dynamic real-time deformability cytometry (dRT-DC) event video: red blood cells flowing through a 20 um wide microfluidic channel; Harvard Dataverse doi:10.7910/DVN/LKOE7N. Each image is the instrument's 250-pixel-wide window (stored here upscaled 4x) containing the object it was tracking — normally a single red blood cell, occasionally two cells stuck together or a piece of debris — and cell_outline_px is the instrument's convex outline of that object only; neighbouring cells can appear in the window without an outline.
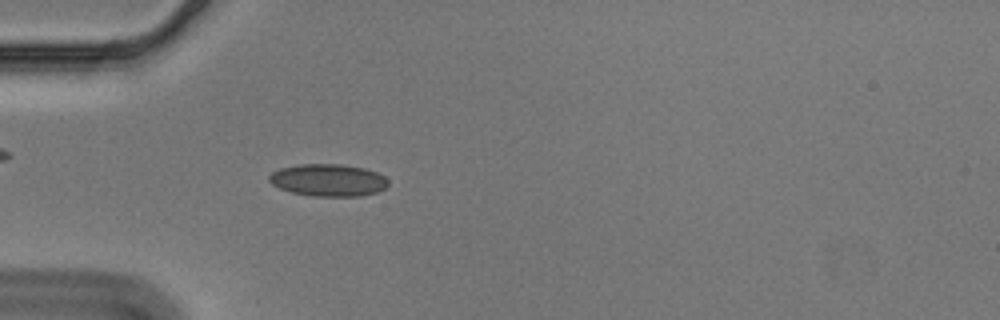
{"species": "Egyptian fruit bat (a non-hibernating species)", "species_latin": "Rousettus aegyptiacus", "temperature_condition": "cold", "stored_images_in_passage": 45, "camera_frame_rate_fps": 3000, "um_per_image_px": 0.085, "animal": {"sex": "male"}, "frame": {"image": 1, "passage_image": 6, "time_ms": 1.667, "image_size_px": [1000, 320], "cell_outline_px": [[388, 184], [384, 188], [376, 192], [360, 196], [312, 196], [292, 192], [280, 188], [272, 184], [268, 180], [268, 176], [272, 172], [280, 168], [300, 164], [340, 164], [364, 168], [376, 172], [384, 176], [388, 180]], "centroid_in_image_um": [27.88, 15.31], "position_along_channel_um": 57.1, "area_um2": 22.31}}
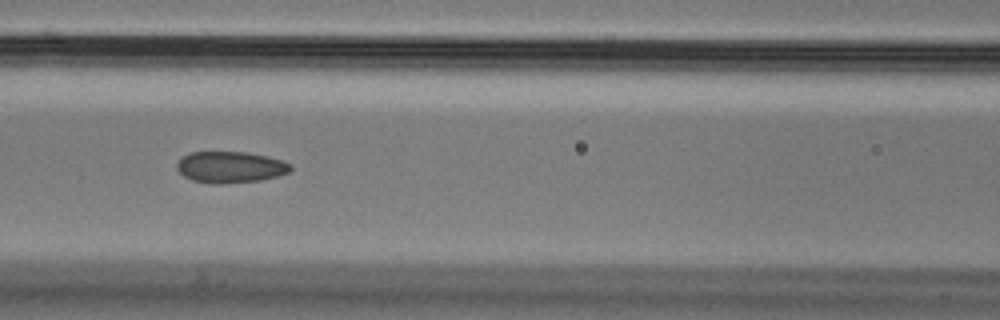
{"frame": {"image": 2, "passage_image": 14, "time_ms": 4.333, "image_size_px": [1000, 320], "cell_outline_px": [[292, 168], [288, 172], [276, 176], [260, 180], [228, 184], [212, 184], [192, 180], [184, 176], [176, 168], [176, 164], [184, 156], [192, 152], [248, 152], [268, 156], [284, 160]], "centroid_in_image_um": [19.58, 14.21], "position_along_channel_um": 147.0, "area_um2": 20.81}}
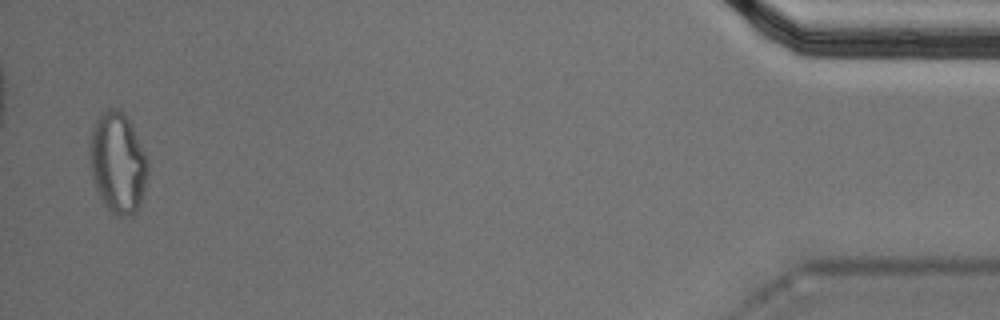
{"frame": {"image": 3, "passage_image": 44, "time_ms": 14.333, "image_size_px": [1000, 320], "cell_outline_px": [[148, 172], [140, 208], [132, 216], [116, 216], [104, 204], [96, 188], [92, 176], [88, 152], [92, 128], [100, 112], [108, 108], [120, 108], [124, 112], [132, 124], [148, 160]], "centroid_in_image_um": [10.01, 13.82], "position_along_channel_um": 425.2, "area_um2": 34.62}, "authors_computed_cell_mechanics": {"area_um2": 21.5016, "velocity_mm_per_s": 3.5718, "shape_relaxation_time_tau1_ms": null, "shape_relaxation_time_tau2_ms": 3.0073, "deformation_change_tau1": null, "deformation_change_tau2": 0.0938}}